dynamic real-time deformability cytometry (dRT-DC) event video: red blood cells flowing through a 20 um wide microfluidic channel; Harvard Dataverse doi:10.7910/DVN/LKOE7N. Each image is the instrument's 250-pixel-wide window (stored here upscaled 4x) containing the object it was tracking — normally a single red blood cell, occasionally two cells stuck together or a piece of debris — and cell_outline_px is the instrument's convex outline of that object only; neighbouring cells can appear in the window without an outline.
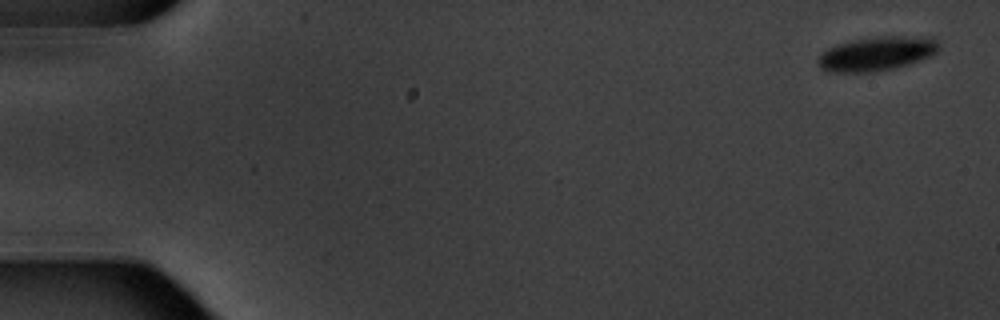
{"species": "common noctule bat (a hibernating species)", "species_latin": "Nyctalus noctula", "temperature_condition": "warm", "stored_images_in_passage": 5, "camera_frame_rate_fps": 3000, "um_per_image_px": 0.085, "animal": {"sex": "male", "body_mass_g": 20.1, "forearm_length_mm": 53.5}, "frame": {"image": 1, "passage_image": 1, "time_ms": 0.0, "image_size_px": [1000, 320], "cell_outline_px": [[936, 52], [928, 56], [908, 64], [892, 68], [872, 72], [832, 72], [820, 68], [820, 56], [828, 48], [840, 44], [856, 40], [888, 36], [896, 36], [936, 40]], "centroid_in_image_um": [74.46, 4.59], "position_along_channel_um": 10.5, "area_um2": 22.72}}
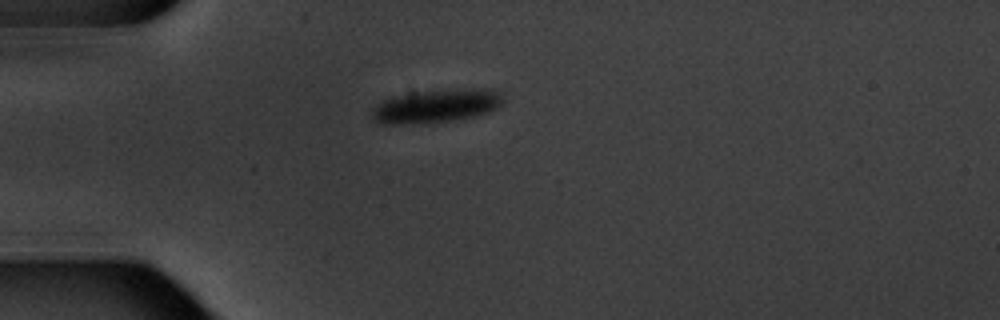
{"frame": {"image": 2, "passage_image": 5, "time_ms": 4.667, "image_size_px": [1000, 320], "cell_outline_px": [[500, 104], [496, 108], [488, 112], [476, 116], [428, 124], [384, 124], [376, 120], [372, 116], [372, 108], [380, 100], [392, 96], [420, 92], [496, 92], [500, 96]], "centroid_in_image_um": [36.86, 9.1], "position_along_channel_um": 48.1, "area_um2": 24.04}}